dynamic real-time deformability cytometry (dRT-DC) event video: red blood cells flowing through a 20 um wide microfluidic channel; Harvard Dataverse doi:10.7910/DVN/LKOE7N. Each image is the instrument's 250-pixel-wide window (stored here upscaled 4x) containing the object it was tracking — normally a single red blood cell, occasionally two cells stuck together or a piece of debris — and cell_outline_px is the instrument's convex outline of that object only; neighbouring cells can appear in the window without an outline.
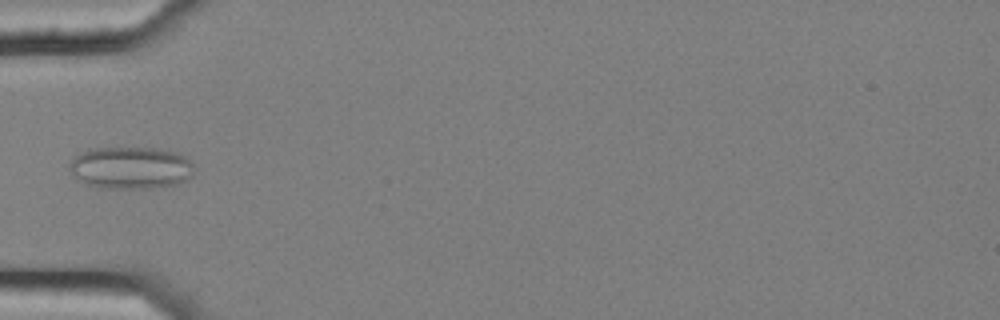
{"species": "common noctule bat (a hibernating species)", "species_latin": "Nyctalus noctula", "temperature_condition": "cold", "stored_images_in_passage": 3, "camera_frame_rate_fps": 3000, "um_per_image_px": 0.085, "animal": {"sex": "female", "body_mass_g": 25.1}, "frame": {"image": 1, "passage_image": 3, "time_ms": 0.667, "image_size_px": [1000, 320], "cell_outline_px": [[192, 176], [188, 180], [176, 184], [148, 188], [96, 188], [80, 180], [68, 168], [68, 164], [76, 156], [88, 148], [152, 148], [176, 152], [184, 156], [192, 164]], "centroid_in_image_um": [11.1, 14.26], "position_along_channel_um": 73.9, "area_um2": 30.52}}